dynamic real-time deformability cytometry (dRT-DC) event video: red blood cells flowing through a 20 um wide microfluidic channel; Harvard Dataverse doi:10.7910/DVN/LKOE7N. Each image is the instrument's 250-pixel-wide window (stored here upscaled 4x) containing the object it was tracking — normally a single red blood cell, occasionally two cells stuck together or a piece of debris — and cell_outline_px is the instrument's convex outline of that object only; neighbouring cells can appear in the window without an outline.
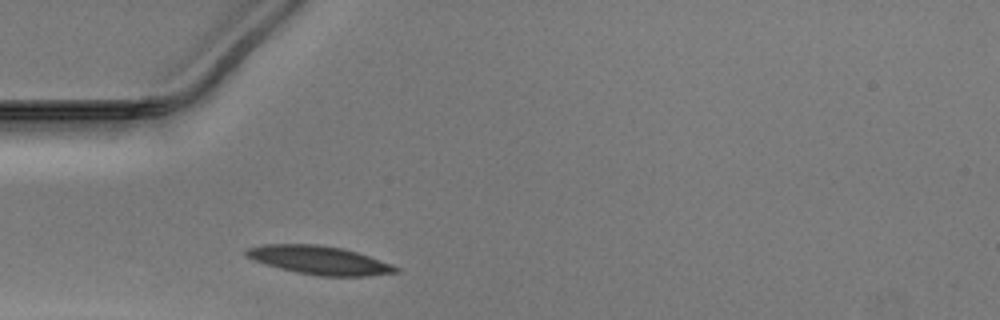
{"species": "Egyptian fruit bat (a non-hibernating species)", "species_latin": "Rousettus aegyptiacus", "temperature_condition": "warm", "stored_images_in_passage": 33, "camera_frame_rate_fps": 3000, "um_per_image_px": 0.085, "animal": {"sex": "male"}, "frame": {"image": 1, "passage_image": 1, "time_ms": 0.0, "image_size_px": [1000, 320], "cell_outline_px": [[400, 272], [364, 276], [316, 276], [296, 272], [264, 264], [252, 260], [244, 256], [244, 252], [248, 248], [264, 244], [316, 244], [344, 248], [392, 264], [400, 268]], "centroid_in_image_um": [27.11, 22.11], "position_along_channel_um": 57.9, "area_um2": 24.91}}
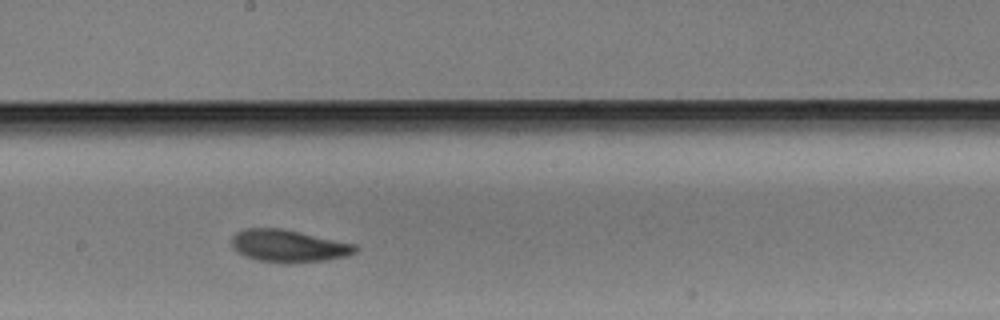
{"frame": {"image": 2, "passage_image": 14, "time_ms": 4.333, "image_size_px": [1000, 320], "cell_outline_px": [[360, 248], [356, 252], [348, 256], [324, 260], [288, 264], [256, 260], [240, 252], [232, 244], [232, 236], [236, 232], [248, 228], [280, 228], [300, 232], [356, 244]], "centroid_in_image_um": [24.59, 20.91], "position_along_channel_um": 223.6, "area_um2": 23.24}}
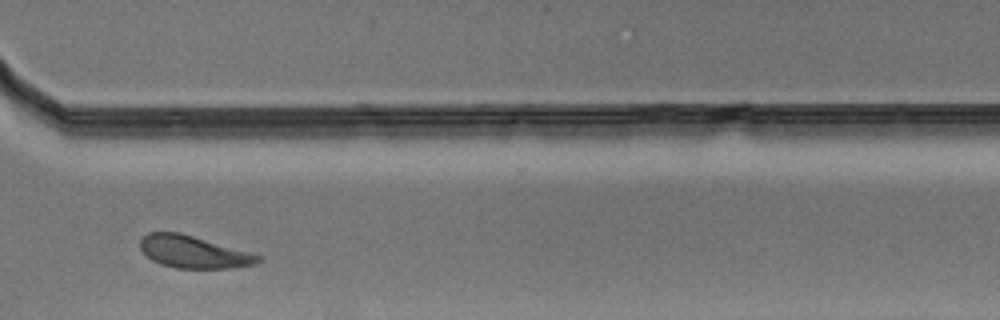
{"frame": {"image": 3, "passage_image": 24, "time_ms": 7.667, "image_size_px": [1000, 320], "cell_outline_px": [[260, 260], [256, 264], [228, 268], [176, 268], [160, 264], [152, 260], [140, 248], [140, 240], [148, 232], [180, 232], [252, 252], [260, 256]], "centroid_in_image_um": [16.45, 21.4], "position_along_channel_um": 354.1, "area_um2": 22.14}}